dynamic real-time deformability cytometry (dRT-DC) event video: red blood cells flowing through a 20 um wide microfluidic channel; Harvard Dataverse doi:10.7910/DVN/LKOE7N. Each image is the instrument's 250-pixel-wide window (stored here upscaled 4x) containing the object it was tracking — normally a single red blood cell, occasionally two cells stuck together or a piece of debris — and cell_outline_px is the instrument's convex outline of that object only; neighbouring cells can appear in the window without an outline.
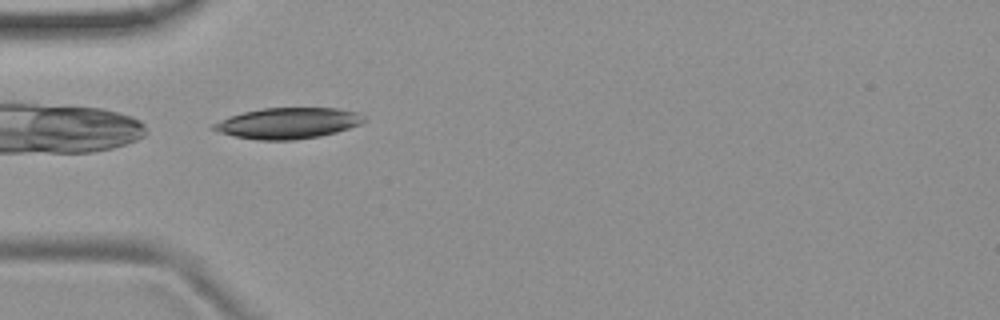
{"species": "common noctule bat (a hibernating species)", "species_latin": "Nyctalus noctula", "temperature_condition": "room temperature", "stored_images_in_passage": 34, "camera_frame_rate_fps": 3000, "um_per_image_px": 0.085, "animal": {"sex": "female", "body_mass_g": 19.9}, "frame": {"image": 1, "passage_image": 1, "time_ms": 0.0, "image_size_px": [1000, 320], "cell_outline_px": [[364, 120], [360, 124], [336, 132], [320, 136], [292, 140], [260, 140], [236, 136], [220, 132], [212, 128], [212, 124], [232, 116], [244, 112], [264, 108], [336, 108], [356, 112], [364, 116]], "centroid_in_image_um": [24.5, 10.47], "position_along_channel_um": 60.5, "area_um2": 26.65}, "authors_computed_cell_mechanics": {"area_um2": 26.3857, "velocity_mm_per_s": 3.7469, "shape_relaxation_time_tau1_ms": 2.153, "shape_relaxation_time_tau2_ms": null, "deformation_change_tau1": 0.082, "deformation_change_tau2": null}}